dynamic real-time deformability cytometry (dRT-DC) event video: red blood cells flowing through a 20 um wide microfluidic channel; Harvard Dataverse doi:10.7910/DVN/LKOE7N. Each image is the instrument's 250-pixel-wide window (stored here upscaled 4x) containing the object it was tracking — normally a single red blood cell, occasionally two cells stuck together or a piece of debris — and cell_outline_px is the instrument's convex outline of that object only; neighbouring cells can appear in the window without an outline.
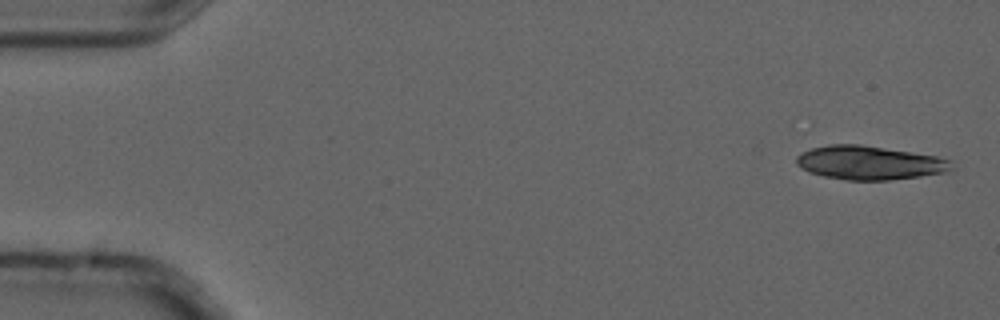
{"species": "common noctule bat (a hibernating species)", "species_latin": "Nyctalus noctula", "temperature_condition": "cold", "stored_images_in_passage": 6, "camera_frame_rate_fps": 3000, "um_per_image_px": 0.085, "animal": {"sex": "male", "forearm_length_mm": 52.5}, "frame": {"image": 1, "passage_image": 1, "time_ms": 0.0, "image_size_px": [1000, 320], "cell_outline_px": [[956, 168], [944, 172], [920, 176], [888, 180], [844, 180], [824, 176], [808, 172], [796, 164], [796, 156], [800, 152], [812, 148], [828, 144], [860, 144], [936, 156], [952, 160]], "centroid_in_image_um": [73.9, 13.83], "position_along_channel_um": 11.1, "area_um2": 30.69}}